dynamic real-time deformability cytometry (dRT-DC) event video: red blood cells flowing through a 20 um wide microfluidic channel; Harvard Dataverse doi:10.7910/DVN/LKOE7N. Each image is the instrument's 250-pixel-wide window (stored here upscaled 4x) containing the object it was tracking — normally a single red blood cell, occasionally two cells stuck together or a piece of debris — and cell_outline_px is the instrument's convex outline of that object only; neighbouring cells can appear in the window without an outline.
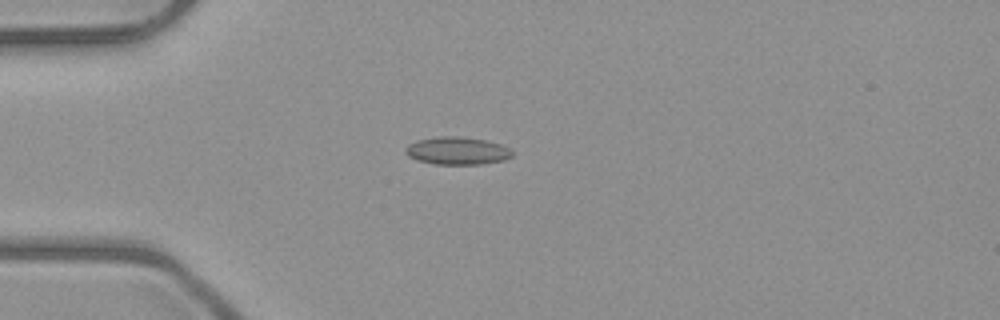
{"species": "common noctule bat (a hibernating species)", "species_latin": "Nyctalus noctula", "temperature_condition": "room temperature", "stored_images_in_passage": 4, "camera_frame_rate_fps": 3000, "um_per_image_px": 0.085, "animal": {"sex": "male", "body_mass_g": 23.1, "forearm_length_mm": 52.7}, "frame": {"image": 1, "passage_image": 4, "time_ms": 4.333, "image_size_px": [1000, 320], "cell_outline_px": [[512, 156], [504, 160], [480, 164], [432, 164], [416, 160], [408, 156], [404, 152], [404, 148], [408, 144], [416, 140], [436, 136], [460, 136], [484, 140], [500, 144], [508, 148], [512, 152]], "centroid_in_image_um": [38.79, 12.81], "position_along_channel_um": 46.2, "area_um2": 17.34}}